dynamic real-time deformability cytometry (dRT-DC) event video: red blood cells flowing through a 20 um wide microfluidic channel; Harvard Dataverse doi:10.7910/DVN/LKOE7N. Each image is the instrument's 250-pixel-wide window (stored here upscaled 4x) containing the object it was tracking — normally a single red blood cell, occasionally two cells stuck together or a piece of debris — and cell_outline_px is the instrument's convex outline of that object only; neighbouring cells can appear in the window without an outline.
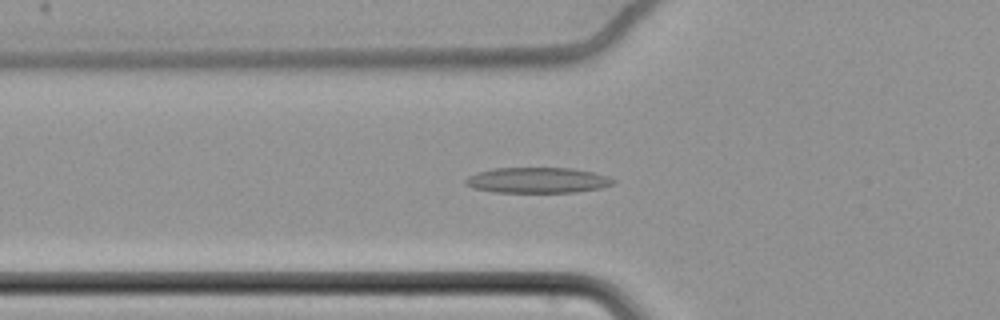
{"species": "common noctule bat (a hibernating species)", "species_latin": "Nyctalus noctula", "temperature_condition": "cold", "stored_images_in_passage": 53, "camera_frame_rate_fps": 3000, "um_per_image_px": 0.085, "animal": {"sex": "female", "body_mass_g": 22.7, "forearm_length_mm": 54.2}, "frame": {"image": 1, "passage_image": 15, "time_ms": 4.667, "image_size_px": [1000, 320], "cell_outline_px": [[616, 184], [600, 188], [576, 192], [492, 192], [472, 188], [464, 184], [464, 180], [468, 176], [476, 172], [492, 168], [572, 168], [592, 172], [608, 176], [616, 180]], "centroid_in_image_um": [45.67, 15.32], "position_along_channel_um": 80.1, "area_um2": 22.25}}
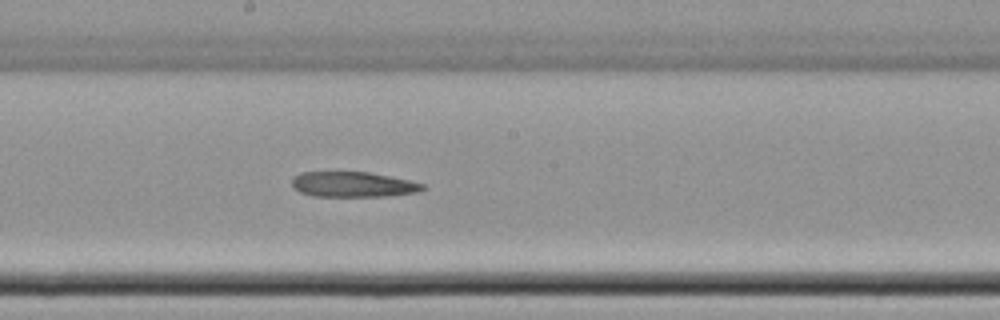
{"frame": {"image": 2, "passage_image": 27, "time_ms": 8.667, "image_size_px": [1000, 320], "cell_outline_px": [[428, 188], [420, 192], [388, 196], [312, 196], [300, 192], [292, 188], [292, 180], [300, 172], [368, 172], [408, 180], [424, 184]], "centroid_in_image_um": [30.03, 15.68], "position_along_channel_um": 218.2, "area_um2": 19.31}}
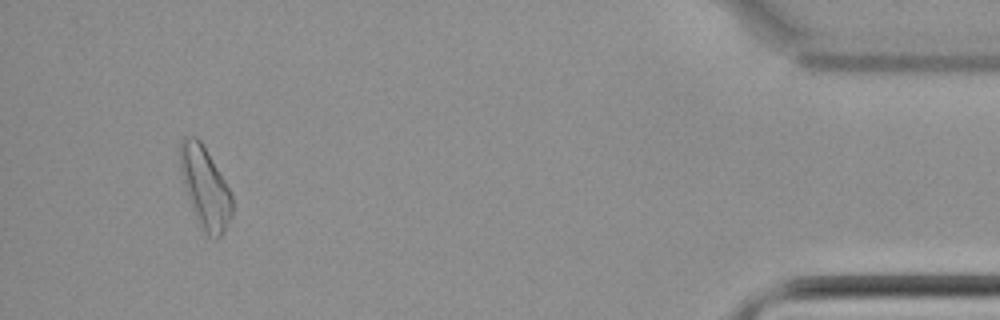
{"frame": {"image": 3, "passage_image": 50, "time_ms": 16.333, "image_size_px": [1000, 320], "cell_outline_px": [[232, 216], [224, 232], [216, 240], [212, 240], [200, 228], [188, 200], [180, 168], [180, 140], [184, 136], [196, 136], [200, 140], [224, 180], [232, 196]], "centroid_in_image_um": [17.42, 15.99], "position_along_channel_um": 417.8, "area_um2": 24.62}}